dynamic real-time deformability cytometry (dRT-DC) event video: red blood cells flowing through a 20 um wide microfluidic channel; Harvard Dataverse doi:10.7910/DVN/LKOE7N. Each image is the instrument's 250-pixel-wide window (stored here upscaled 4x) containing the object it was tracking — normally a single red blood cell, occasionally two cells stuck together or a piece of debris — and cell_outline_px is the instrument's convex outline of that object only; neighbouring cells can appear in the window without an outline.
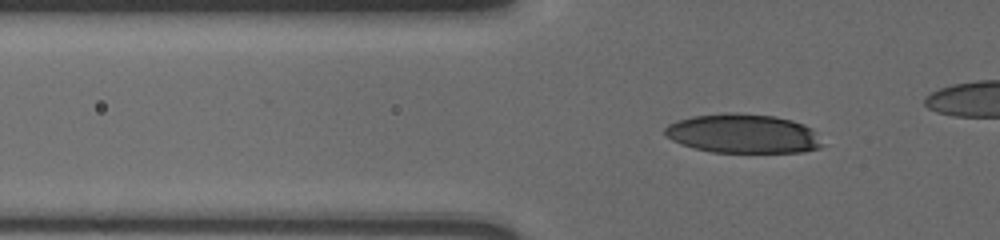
{"species": "human", "species_latin": "Homo sapiens", "temperature_condition": "cold", "stored_images_in_passage": 45, "camera_frame_rate_fps": 3000, "um_per_image_px": 0.085, "donor": {"sex": "male"}, "frame": {"image": 1, "passage_image": 13, "time_ms": 4.0, "image_size_px": [1000, 240], "cell_outline_px": [[824, 144], [820, 148], [804, 152], [712, 152], [680, 144], [672, 140], [664, 132], [664, 128], [668, 124], [676, 120], [692, 116], [728, 112], [736, 112], [772, 116], [792, 120], [804, 124], [812, 128], [816, 132]], "centroid_in_image_um": [63.18, 11.35], "position_along_channel_um": 62.6, "area_um2": 36.13}}
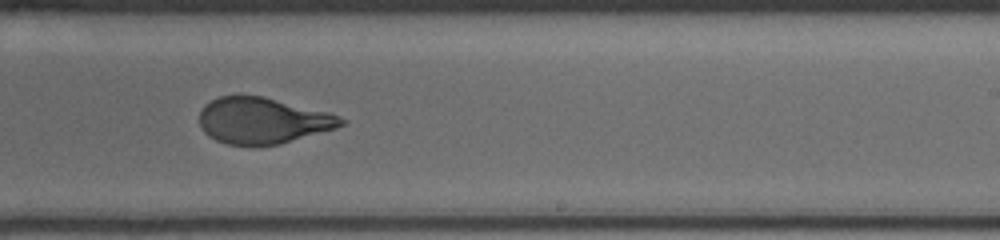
{"frame": {"image": 2, "passage_image": 31, "time_ms": 10.0, "image_size_px": [1000, 240], "cell_outline_px": [[348, 120], [344, 124], [336, 128], [280, 144], [228, 144], [216, 140], [208, 136], [204, 132], [200, 124], [200, 112], [204, 104], [220, 96], [260, 96], [328, 112]], "centroid_in_image_um": [22.32, 10.25], "position_along_channel_um": 266.7, "area_um2": 37.51}}
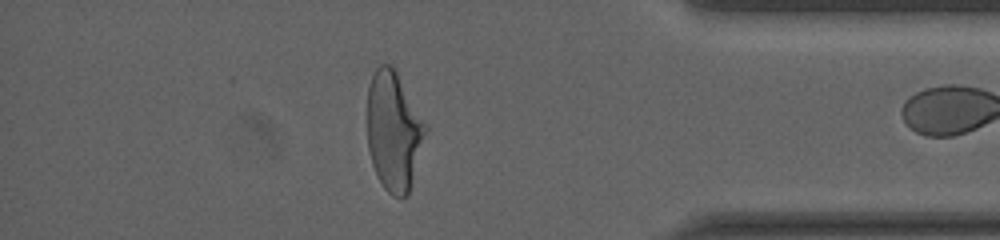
{"frame": {"image": 3, "passage_image": 44, "time_ms": 14.333, "image_size_px": [1000, 240], "cell_outline_px": [[428, 128], [408, 196], [392, 196], [384, 188], [376, 176], [372, 164], [368, 148], [368, 88], [372, 76], [376, 68], [380, 64], [392, 64]], "centroid_in_image_um": [33.46, 11.16], "position_along_channel_um": 401.7, "area_um2": 40.23}}